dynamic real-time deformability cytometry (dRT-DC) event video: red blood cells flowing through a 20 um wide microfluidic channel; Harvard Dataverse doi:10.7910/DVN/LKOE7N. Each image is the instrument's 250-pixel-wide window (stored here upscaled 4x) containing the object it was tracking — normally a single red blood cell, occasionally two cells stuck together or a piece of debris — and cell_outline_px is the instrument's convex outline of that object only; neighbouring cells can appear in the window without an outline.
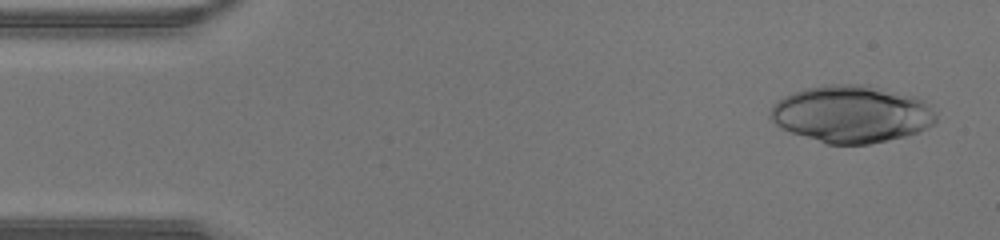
{"species": "human", "species_latin": "Homo sapiens", "temperature_condition": "warm", "stored_images_in_passage": 44, "camera_frame_rate_fps": 3000, "um_per_image_px": 0.085, "donor": {"sex": "male"}, "frame": {"image": 1, "passage_image": 2, "time_ms": 0.333, "image_size_px": [1000, 240], "cell_outline_px": [[936, 120], [932, 124], [916, 132], [904, 136], [868, 144], [828, 144], [792, 132], [776, 124], [768, 116], [772, 104], [776, 100], [792, 92], [804, 88], [824, 84], [864, 84], [916, 96], [932, 104], [936, 116]], "centroid_in_image_um": [72.38, 9.66], "position_along_channel_um": 12.6, "area_um2": 55.31}}
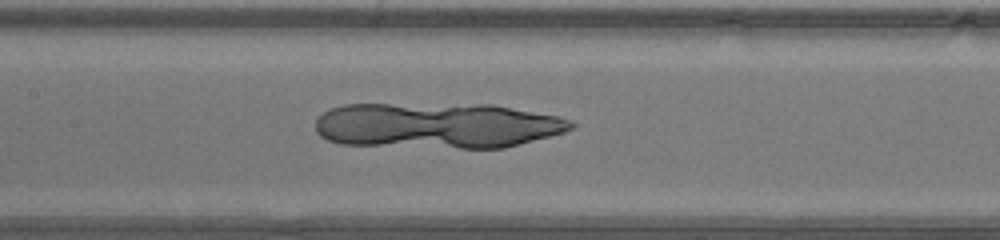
{"frame": {"image": 2, "passage_image": 20, "time_ms": 6.333, "image_size_px": [1000, 240], "cell_outline_px": [[576, 124], [572, 128], [564, 132], [504, 148], [460, 148], [340, 144], [328, 140], [320, 136], [316, 132], [316, 120], [328, 108], [344, 104], [492, 104], [560, 116], [572, 120]], "centroid_in_image_um": [37.17, 10.66], "position_along_channel_um": 170.2, "area_um2": 68.49}}
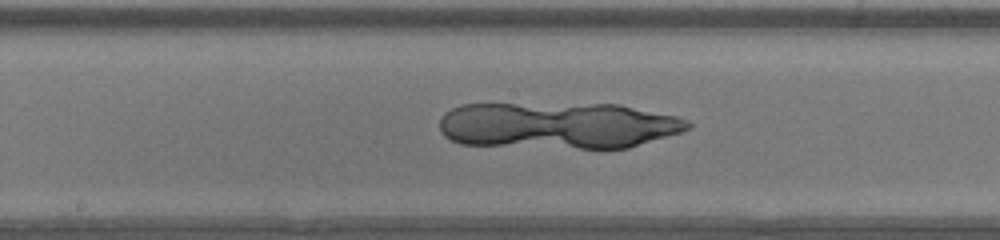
{"frame": {"image": 3, "passage_image": 22, "time_ms": 7.0, "image_size_px": [1000, 240], "cell_outline_px": [[692, 128], [684, 132], [628, 148], [580, 148], [460, 144], [444, 136], [440, 132], [440, 120], [444, 112], [460, 104], [620, 104], [676, 116], [692, 124]], "centroid_in_image_um": [47.46, 10.66], "position_along_channel_um": 200.7, "area_um2": 67.68}}